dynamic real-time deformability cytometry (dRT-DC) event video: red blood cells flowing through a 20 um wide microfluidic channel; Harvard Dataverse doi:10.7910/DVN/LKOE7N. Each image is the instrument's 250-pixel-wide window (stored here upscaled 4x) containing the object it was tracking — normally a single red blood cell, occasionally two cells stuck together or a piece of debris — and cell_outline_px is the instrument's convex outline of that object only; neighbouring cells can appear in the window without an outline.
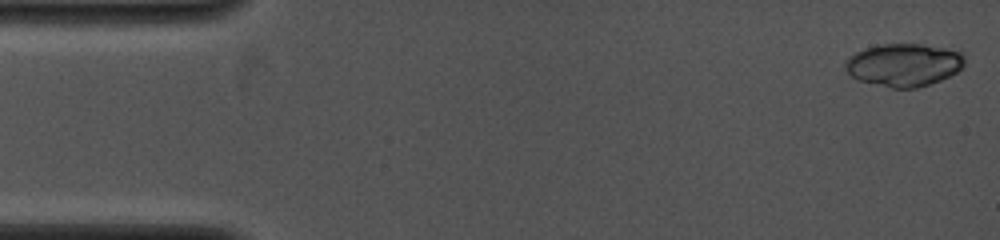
{"species": "common noctule bat (a hibernating species)", "species_latin": "Nyctalus noctula", "temperature_condition": "cold", "stored_images_in_passage": 4, "camera_frame_rate_fps": 4000, "um_per_image_px": 0.085, "animal": {"sex": "female", "body_mass_g": 19.0, "forearm_length_mm": 53.3}, "frame": {"image": 1, "passage_image": 1, "time_ms": 0.0, "image_size_px": [1000, 240], "cell_outline_px": [[964, 68], [940, 80], [916, 88], [892, 88], [856, 80], [844, 68], [844, 60], [848, 56], [864, 48], [880, 44], [920, 44], [960, 48], [964, 56]], "centroid_in_image_um": [76.85, 5.49], "position_along_channel_um": 8.2, "area_um2": 30.4}}
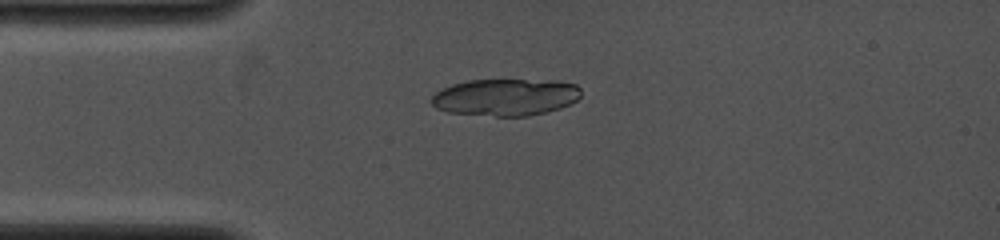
{"frame": {"image": 2, "passage_image": 4, "time_ms": 3.25, "image_size_px": [1000, 240], "cell_outline_px": [[580, 96], [576, 100], [560, 108], [528, 116], [496, 116], [448, 112], [436, 108], [432, 104], [432, 96], [436, 92], [452, 84], [468, 80], [524, 80], [576, 84], [580, 88]], "centroid_in_image_um": [42.92, 8.27], "position_along_channel_um": 42.1, "area_um2": 31.67}}